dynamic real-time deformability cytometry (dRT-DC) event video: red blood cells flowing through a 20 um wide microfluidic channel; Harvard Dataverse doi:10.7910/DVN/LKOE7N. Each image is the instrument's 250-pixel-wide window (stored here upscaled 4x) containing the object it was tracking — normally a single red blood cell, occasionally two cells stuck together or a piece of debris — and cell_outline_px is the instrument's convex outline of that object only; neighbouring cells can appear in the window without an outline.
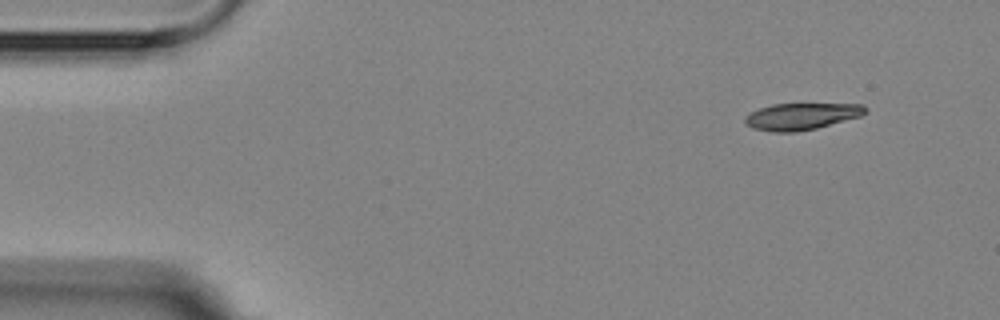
{"species": "Egyptian fruit bat (a non-hibernating species)", "species_latin": "Rousettus aegyptiacus", "temperature_condition": "room temperature", "stored_images_in_passage": 5, "camera_frame_rate_fps": 3000, "um_per_image_px": 0.085, "animal": {"sex": "female"}, "frame": {"image": 1, "passage_image": 1, "time_ms": 0.0, "image_size_px": [1000, 320], "cell_outline_px": [[868, 112], [860, 116], [816, 128], [796, 132], [772, 132], [752, 128], [744, 124], [744, 116], [760, 108], [772, 104], [860, 104], [868, 108]], "centroid_in_image_um": [68.09, 9.89], "position_along_channel_um": 16.9, "area_um2": 18.73}}